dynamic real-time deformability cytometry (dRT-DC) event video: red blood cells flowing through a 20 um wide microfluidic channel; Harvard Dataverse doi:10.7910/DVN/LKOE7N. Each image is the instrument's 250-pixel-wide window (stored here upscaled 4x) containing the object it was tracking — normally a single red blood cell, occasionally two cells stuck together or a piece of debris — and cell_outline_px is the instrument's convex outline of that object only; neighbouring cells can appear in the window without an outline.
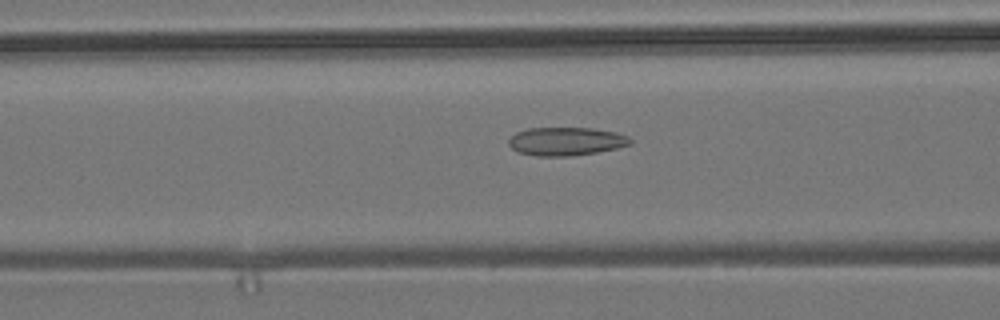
{"species": "common noctule bat (a hibernating species)", "species_latin": "Nyctalus noctula", "temperature_condition": "room temperature", "stored_images_in_passage": 47, "camera_frame_rate_fps": 3000, "um_per_image_px": 0.085, "animal": {"sex": "male", "body_mass_g": 19.2, "forearm_length_mm": 51.8}, "frame": {"image": 1, "passage_image": 13, "time_ms": 4.0, "image_size_px": [1000, 320], "cell_outline_px": [[632, 144], [616, 148], [596, 152], [572, 156], [536, 156], [516, 152], [508, 144], [508, 140], [516, 132], [528, 128], [592, 128], [616, 132], [628, 136], [632, 140]], "centroid_in_image_um": [48.1, 12.02], "position_along_channel_um": 118.5, "area_um2": 20.17}}
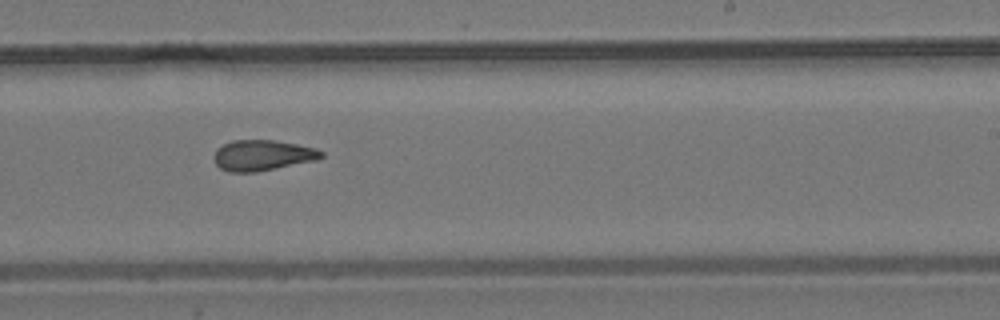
{"frame": {"image": 2, "passage_image": 25, "time_ms": 8.0, "image_size_px": [1000, 320], "cell_outline_px": [[324, 156], [316, 160], [256, 172], [228, 172], [220, 168], [216, 164], [212, 156], [216, 148], [232, 140], [276, 140], [316, 148], [324, 152]], "centroid_in_image_um": [22.29, 13.2], "position_along_channel_um": 266.7, "area_um2": 19.31}}
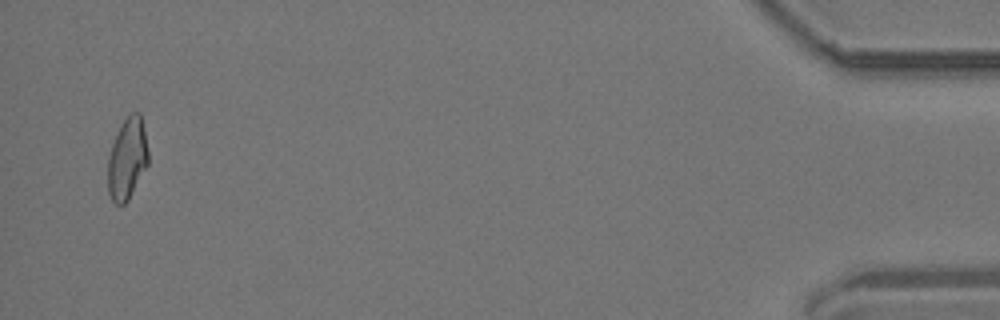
{"frame": {"image": 3, "passage_image": 45, "time_ms": 14.667, "image_size_px": [1000, 320], "cell_outline_px": [[148, 164], [128, 200], [124, 204], [116, 204], [112, 200], [108, 192], [108, 156], [112, 144], [124, 120], [132, 112], [140, 112], [144, 128], [148, 152]], "centroid_in_image_um": [10.82, 13.5], "position_along_channel_um": 424.4, "area_um2": 18.96}, "authors_computed_cell_mechanics": {"area_um2": 19.3052, "velocity_mm_per_s": 3.7094, "shape_relaxation_time_tau1_ms": null, "shape_relaxation_time_tau2_ms": 2.4831, "deformation_change_tau1": null, "deformation_change_tau2": 0.0909}}